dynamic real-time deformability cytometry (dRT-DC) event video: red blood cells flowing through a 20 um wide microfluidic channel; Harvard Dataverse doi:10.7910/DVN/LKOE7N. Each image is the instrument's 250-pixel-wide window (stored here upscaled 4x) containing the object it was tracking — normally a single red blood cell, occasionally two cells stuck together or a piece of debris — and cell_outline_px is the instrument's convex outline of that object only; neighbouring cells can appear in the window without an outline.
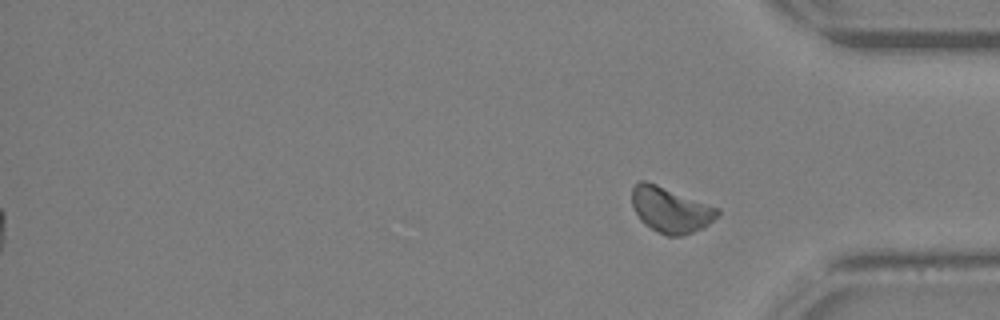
{"species": "Egyptian fruit bat (a non-hibernating species)", "species_latin": "Rousettus aegyptiacus", "temperature_condition": "warm", "stored_images_in_passage": 30, "segment_of_instrument_passage": [2, 2], "camera_frame_rate_fps": 3000, "um_per_image_px": 0.085, "animal": {"sex": "female"}, "frame": {"image": 1, "passage_image": 30, "time_ms": 9.667, "image_size_px": [1000, 320], "cell_outline_px": [[720, 212], [704, 228], [680, 236], [668, 236], [656, 232], [644, 224], [640, 220], [632, 204], [632, 188], [640, 180], [644, 180], [656, 184], [720, 208]], "centroid_in_image_um": [56.99, 17.84], "position_along_channel_um": 378.2, "area_um2": 22.6}}